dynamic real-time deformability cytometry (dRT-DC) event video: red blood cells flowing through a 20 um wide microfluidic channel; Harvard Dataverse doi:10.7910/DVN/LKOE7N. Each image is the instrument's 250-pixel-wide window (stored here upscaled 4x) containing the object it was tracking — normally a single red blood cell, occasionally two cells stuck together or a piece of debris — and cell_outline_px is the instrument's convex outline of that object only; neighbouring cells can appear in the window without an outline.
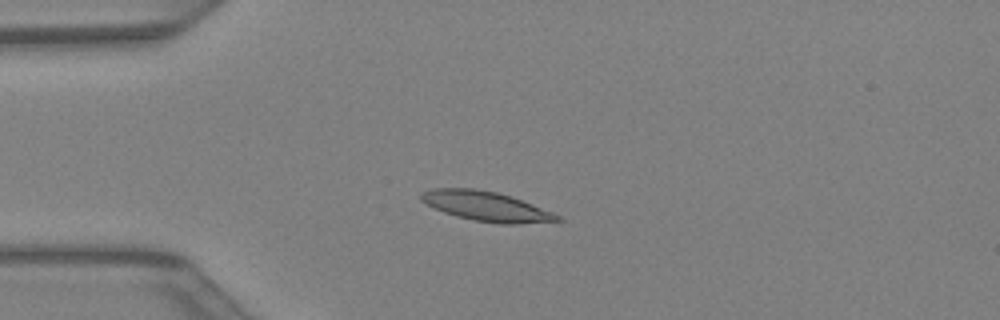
{"species": "Egyptian fruit bat (a non-hibernating species)", "species_latin": "Rousettus aegyptiacus", "temperature_condition": "warm", "stored_images_in_passage": 37, "camera_frame_rate_fps": 3000, "um_per_image_px": 0.085, "animal": {"sex": "female"}, "frame": {"image": 1, "passage_image": 6, "time_ms": 1.667, "image_size_px": [1000, 320], "cell_outline_px": [[564, 220], [516, 224], [500, 224], [472, 220], [456, 216], [432, 208], [420, 200], [420, 196], [424, 192], [432, 188], [476, 188], [496, 192], [512, 196], [552, 212], [560, 216]], "centroid_in_image_um": [41.31, 17.53], "position_along_channel_um": 43.7, "area_um2": 23.58}}
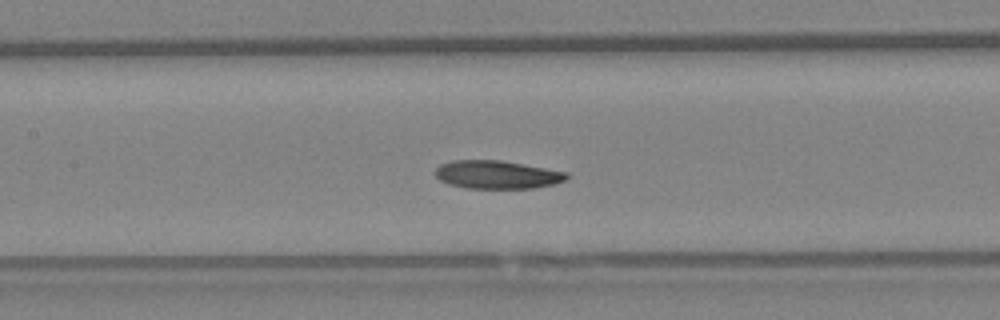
{"frame": {"image": 2, "passage_image": 15, "time_ms": 4.667, "image_size_px": [1000, 320], "cell_outline_px": [[568, 176], [564, 180], [556, 184], [532, 188], [464, 188], [448, 184], [440, 180], [436, 176], [436, 168], [440, 164], [452, 160], [500, 160], [568, 172]], "centroid_in_image_um": [42.23, 14.84], "position_along_channel_um": 165.2, "area_um2": 21.56}}
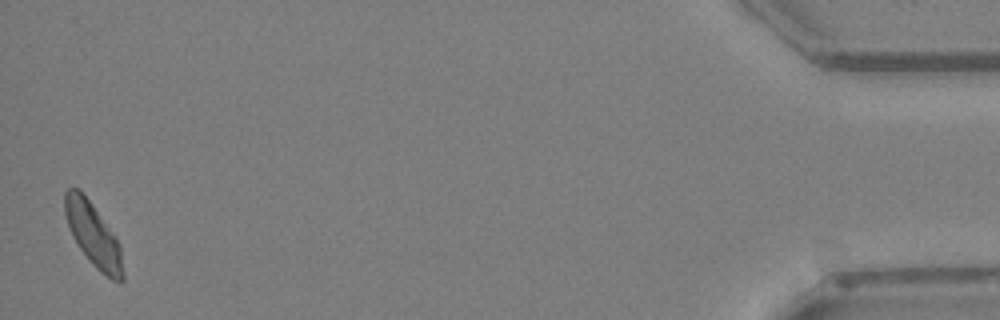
{"frame": {"image": 3, "passage_image": 37, "time_ms": 12.0, "image_size_px": [1000, 320], "cell_outline_px": [[124, 280], [120, 284], [112, 280], [100, 272], [92, 264], [80, 248], [72, 236], [64, 212], [64, 192], [68, 188], [80, 188], [120, 244], [124, 272]], "centroid_in_image_um": [7.93, 19.99], "position_along_channel_um": 427.3, "area_um2": 21.33}}